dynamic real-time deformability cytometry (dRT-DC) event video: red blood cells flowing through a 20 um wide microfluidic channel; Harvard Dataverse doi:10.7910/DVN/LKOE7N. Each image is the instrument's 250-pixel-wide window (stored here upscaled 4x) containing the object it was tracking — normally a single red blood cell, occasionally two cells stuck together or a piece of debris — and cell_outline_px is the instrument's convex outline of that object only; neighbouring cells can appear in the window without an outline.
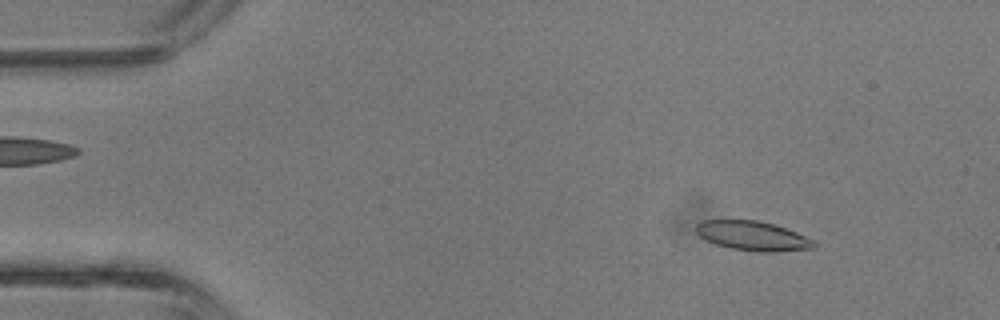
{"species": "common noctule bat (a hibernating species)", "species_latin": "Nyctalus noctula", "temperature_condition": "room temperature", "stored_images_in_passage": 11, "camera_frame_rate_fps": 3000, "um_per_image_px": 0.085, "animal": {"sex": "male", "body_mass_g": 13.3}, "frame": {"image": 1, "passage_image": 5, "time_ms": 1.333, "image_size_px": [1000, 320], "cell_outline_px": [[816, 244], [812, 248], [776, 252], [760, 252], [732, 248], [716, 244], [700, 236], [696, 232], [696, 224], [700, 220], [756, 220], [772, 224], [796, 232], [812, 240]], "centroid_in_image_um": [63.94, 20.04], "position_along_channel_um": 21.1, "area_um2": 19.88}}